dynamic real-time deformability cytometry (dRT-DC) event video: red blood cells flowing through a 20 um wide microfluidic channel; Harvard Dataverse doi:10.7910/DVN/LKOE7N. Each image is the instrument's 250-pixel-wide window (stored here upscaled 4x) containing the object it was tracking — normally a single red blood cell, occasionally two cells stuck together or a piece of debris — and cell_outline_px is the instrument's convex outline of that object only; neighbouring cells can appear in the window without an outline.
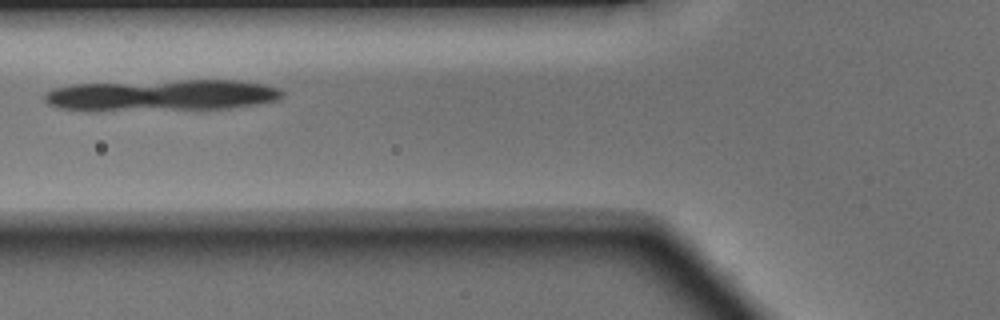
{"species": "Egyptian fruit bat (a non-hibernating species)", "species_latin": "Rousettus aegyptiacus", "temperature_condition": "warm", "stored_images_in_passage": 5, "camera_frame_rate_fps": 3000, "um_per_image_px": 0.085, "animal": {"sex": "male"}, "frame": {"image": 1, "passage_image": 5, "time_ms": 1.333, "image_size_px": [1000, 320], "cell_outline_px": [[716, 292], [708, 288], [620, 236], [620, 232], [652, 232], [672, 240], [700, 260], [716, 284]], "centroid_in_image_um": [57.1, 21.74], "position_along_channel_um": 68.7, "area_um2": 13.58}}